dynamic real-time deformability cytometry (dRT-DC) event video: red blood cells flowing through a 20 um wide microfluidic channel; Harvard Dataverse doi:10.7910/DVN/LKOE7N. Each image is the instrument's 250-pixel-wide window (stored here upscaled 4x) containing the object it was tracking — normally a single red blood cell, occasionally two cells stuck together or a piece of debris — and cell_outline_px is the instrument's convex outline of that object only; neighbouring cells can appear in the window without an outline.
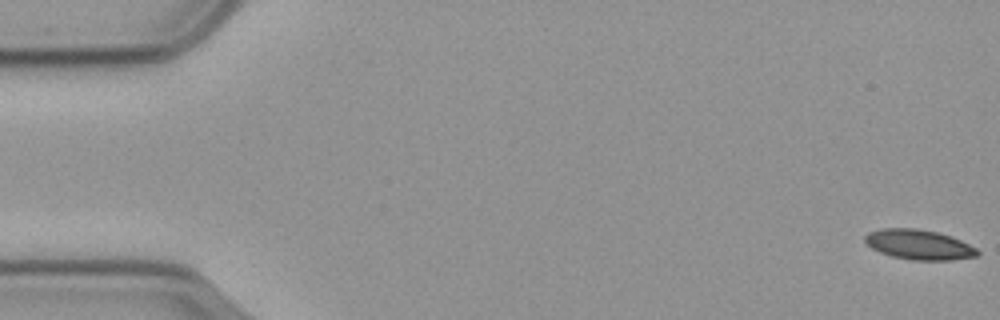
{"species": "common noctule bat (a hibernating species)", "species_latin": "Nyctalus noctula", "temperature_condition": "cold", "stored_images_in_passage": 58, "camera_frame_rate_fps": 3000, "um_per_image_px": 0.085, "animal": {"sex": "male", "body_mass_g": 23.1, "forearm_length_mm": 52.7}, "frame": {"image": 1, "passage_image": 1, "time_ms": 0.0, "image_size_px": [1000, 320], "cell_outline_px": [[980, 252], [976, 256], [952, 260], [912, 260], [892, 256], [880, 252], [872, 248], [864, 240], [864, 236], [868, 232], [880, 228], [916, 228], [936, 232], [952, 236], [976, 248]], "centroid_in_image_um": [78.09, 20.78], "position_along_channel_um": 6.9, "area_um2": 19.59}}
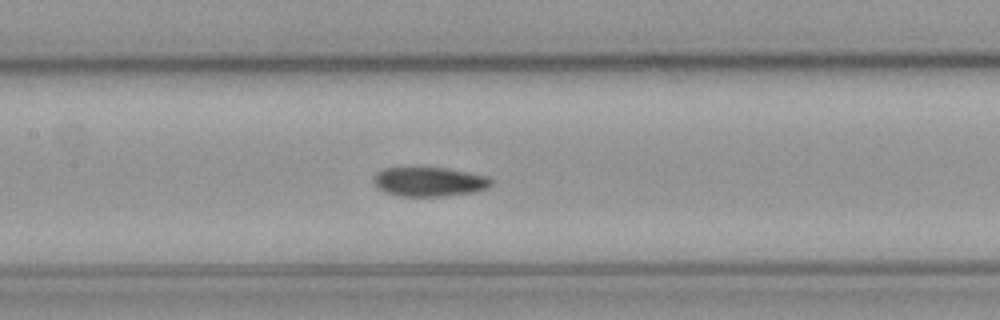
{"frame": {"image": 2, "passage_image": 27, "time_ms": 8.667, "image_size_px": [1000, 320], "cell_outline_px": [[492, 184], [488, 188], [476, 192], [444, 196], [400, 196], [384, 192], [376, 188], [372, 180], [372, 176], [376, 172], [384, 168], [448, 168], [488, 176], [492, 180]], "centroid_in_image_um": [36.47, 15.45], "position_along_channel_um": 170.9, "area_um2": 20.35}}
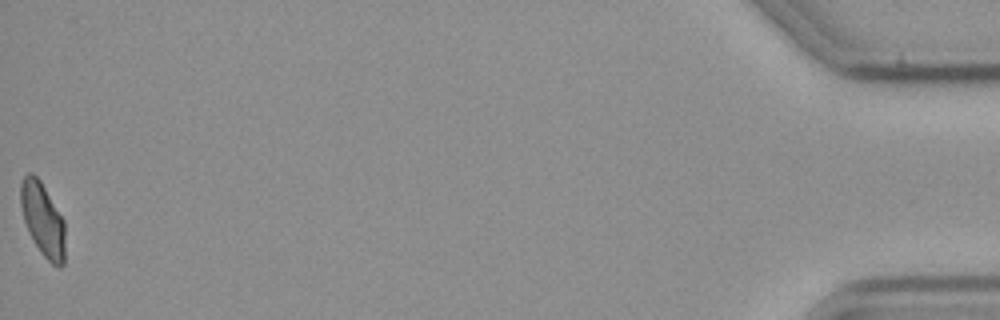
{"frame": {"image": 3, "passage_image": 58, "time_ms": 19.0, "image_size_px": [1000, 320], "cell_outline_px": [[64, 264], [60, 268], [52, 264], [40, 252], [32, 240], [28, 232], [24, 220], [20, 204], [20, 184], [24, 176], [28, 172], [32, 172], [40, 180], [64, 220]], "centroid_in_image_um": [3.62, 18.66], "position_along_channel_um": 431.6, "area_um2": 19.07}, "authors_computed_cell_mechanics": {"area_um2": 20.1433, "velocity_mm_per_s": 3.5761, "shape_relaxation_time_tau1_ms": null, "shape_relaxation_time_tau2_ms": 9.9983, "deformation_change_tau1": null, "deformation_change_tau2": 0.1351}}